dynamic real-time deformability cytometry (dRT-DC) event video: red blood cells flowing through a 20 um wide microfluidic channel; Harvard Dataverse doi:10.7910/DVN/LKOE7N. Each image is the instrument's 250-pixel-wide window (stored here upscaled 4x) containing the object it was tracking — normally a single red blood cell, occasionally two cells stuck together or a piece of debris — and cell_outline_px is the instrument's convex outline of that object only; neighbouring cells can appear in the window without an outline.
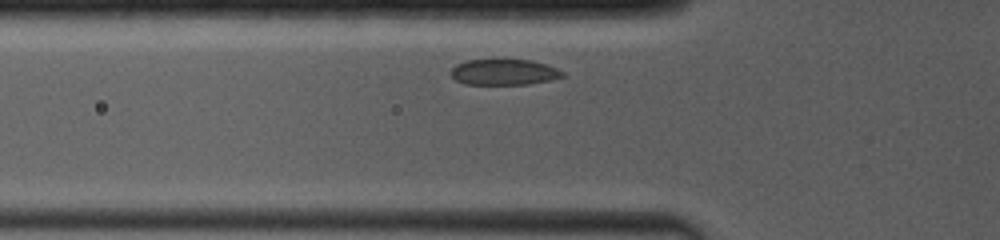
{"species": "common noctule bat (a hibernating species)", "species_latin": "Nyctalus noctula", "temperature_condition": "room temperature", "stored_images_in_passage": 38, "camera_frame_rate_fps": 4000, "um_per_image_px": 0.085, "animal": {"sex": "female", "body_mass_g": 19.0, "forearm_length_mm": 53.3}, "frame": {"image": 1, "passage_image": 3, "time_ms": 0.75, "image_size_px": [1000, 240], "cell_outline_px": [[564, 76], [548, 80], [528, 84], [464, 84], [456, 80], [448, 72], [456, 64], [468, 60], [532, 60], [556, 68], [564, 72]], "centroid_in_image_um": [42.8, 6.13], "position_along_channel_um": 83.0, "area_um2": 16.65}}
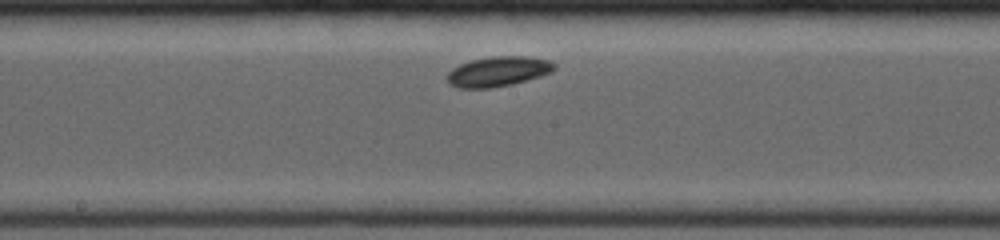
{"frame": {"image": 2, "passage_image": 17, "time_ms": 4.0, "image_size_px": [1000, 240], "cell_outline_px": [[556, 68], [552, 72], [540, 76], [512, 84], [492, 88], [460, 88], [448, 84], [444, 76], [452, 68], [460, 64], [472, 60], [492, 56], [528, 56], [548, 60], [556, 64]], "centroid_in_image_um": [42.31, 6.08], "position_along_channel_um": 205.9, "area_um2": 18.9}}
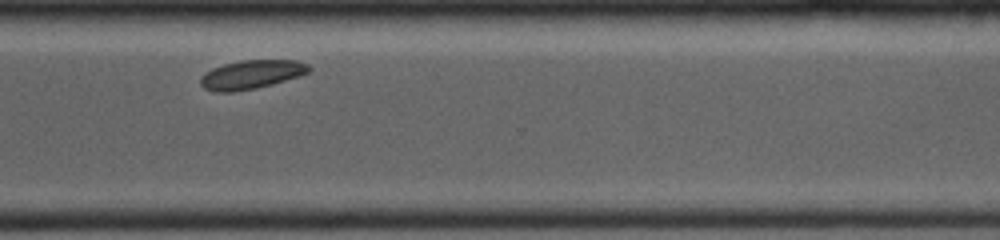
{"frame": {"image": 3, "passage_image": 37, "time_ms": 7.75, "image_size_px": [1000, 240], "cell_outline_px": [[312, 68], [308, 72], [300, 76], [272, 84], [256, 88], [232, 92], [212, 92], [204, 88], [200, 84], [200, 76], [204, 72], [212, 68], [224, 64], [240, 60], [296, 60], [308, 64]], "centroid_in_image_um": [21.34, 6.33], "position_along_channel_um": 349.3, "area_um2": 18.38}}